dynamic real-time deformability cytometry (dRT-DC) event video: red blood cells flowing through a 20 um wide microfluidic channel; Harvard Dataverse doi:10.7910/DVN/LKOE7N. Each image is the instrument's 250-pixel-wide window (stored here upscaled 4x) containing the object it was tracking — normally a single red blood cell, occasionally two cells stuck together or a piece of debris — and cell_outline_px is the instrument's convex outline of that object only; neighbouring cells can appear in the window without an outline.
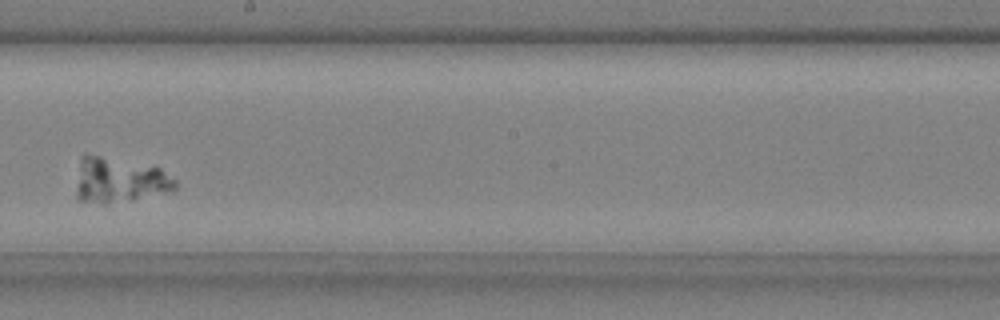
{"species": "common noctule bat (a hibernating species)", "species_latin": "Nyctalus noctula", "temperature_condition": "cold", "stored_images_in_passage": 10, "camera_frame_rate_fps": 3000, "um_per_image_px": 0.085, "animal": {"sex": "male", "body_mass_g": 20.4}, "frame": {"image": 1, "passage_image": 5, "time_ms": 1.333, "image_size_px": [1000, 320], "cell_outline_px": [[176, 188], [104, 204], [80, 200], [76, 196], [76, 188], [80, 156], [84, 152], [160, 168], [176, 180]], "centroid_in_image_um": [10.03, 15.26], "position_along_channel_um": 238.2, "area_um2": 25.32}}